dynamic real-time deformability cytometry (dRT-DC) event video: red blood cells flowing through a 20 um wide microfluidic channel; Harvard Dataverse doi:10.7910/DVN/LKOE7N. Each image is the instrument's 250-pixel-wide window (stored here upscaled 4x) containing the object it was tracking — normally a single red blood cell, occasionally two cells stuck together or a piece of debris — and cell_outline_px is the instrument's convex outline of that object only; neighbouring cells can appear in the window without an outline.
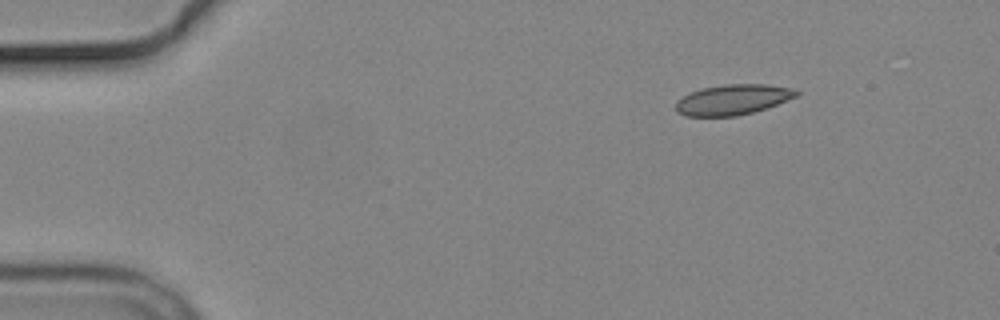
{"species": "common noctule bat (a hibernating species)", "species_latin": "Nyctalus noctula", "temperature_condition": "cold", "stored_images_in_passage": 5, "camera_frame_rate_fps": 3000, "um_per_image_px": 0.085, "animal": {"sex": "male", "body_mass_g": 19.2, "forearm_length_mm": 51.8}, "frame": {"image": 1, "passage_image": 1, "time_ms": 0.0, "image_size_px": [1000, 320], "cell_outline_px": [[800, 92], [796, 96], [776, 104], [752, 112], [736, 116], [684, 116], [676, 112], [676, 100], [700, 88], [724, 84], [768, 84], [792, 88]], "centroid_in_image_um": [62.25, 8.46], "position_along_channel_um": 22.8, "area_um2": 21.21}}
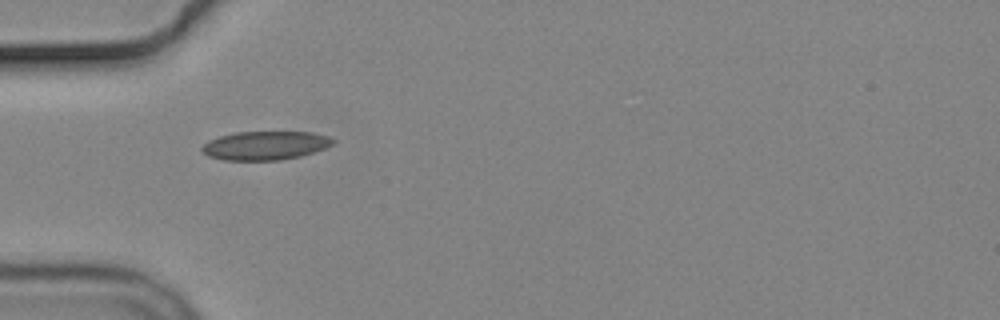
{"frame": {"image": 2, "passage_image": 4, "time_ms": 3.333, "image_size_px": [1000, 320], "cell_outline_px": [[336, 140], [332, 144], [324, 148], [300, 156], [280, 160], [224, 160], [208, 156], [200, 148], [208, 140], [220, 136], [236, 132], [312, 132], [328, 136]], "centroid_in_image_um": [22.53, 12.36], "position_along_channel_um": 62.5, "area_um2": 21.79}}
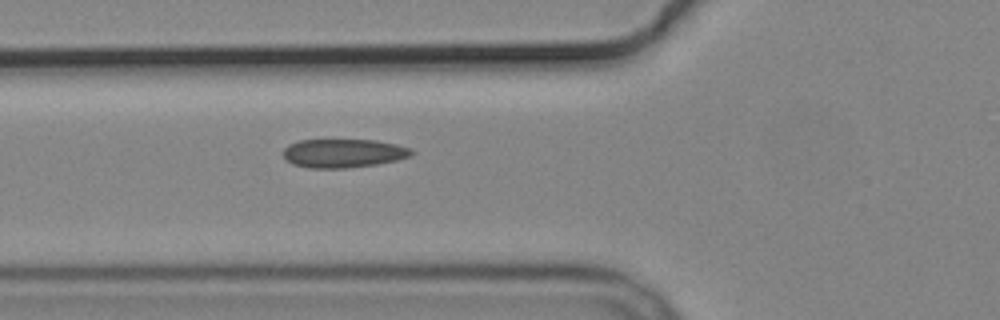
{"frame": {"image": 3, "passage_image": 5, "time_ms": 4.333, "image_size_px": [1000, 320], "cell_outline_px": [[416, 152], [412, 156], [396, 160], [376, 164], [348, 168], [308, 168], [292, 164], [284, 156], [284, 148], [288, 144], [300, 140], [376, 140], [396, 144], [412, 148]], "centroid_in_image_um": [29.22, 13.02], "position_along_channel_um": 96.6, "area_um2": 21.56}}